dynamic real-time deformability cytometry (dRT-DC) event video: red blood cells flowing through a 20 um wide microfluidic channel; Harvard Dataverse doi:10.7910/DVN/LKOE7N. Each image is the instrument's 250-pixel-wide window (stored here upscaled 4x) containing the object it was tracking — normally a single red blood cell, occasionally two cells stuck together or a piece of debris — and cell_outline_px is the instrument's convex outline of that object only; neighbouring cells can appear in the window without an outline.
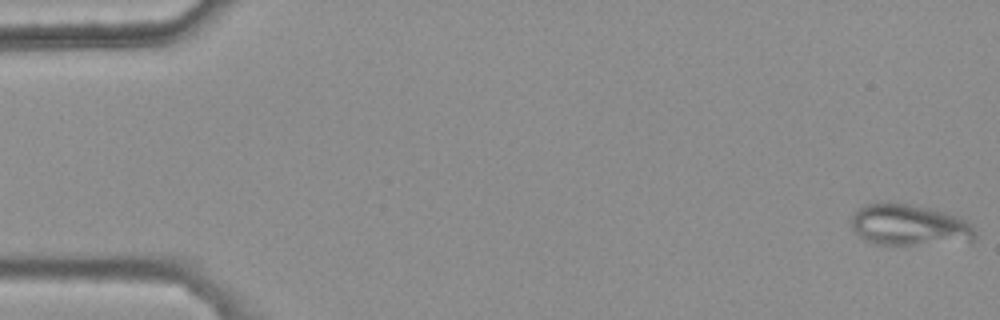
{"species": "common noctule bat (a hibernating species)", "species_latin": "Nyctalus noctula", "temperature_condition": "warm", "stored_images_in_passage": 8, "camera_frame_rate_fps": 3000, "um_per_image_px": 0.085, "animal": {"sex": "female", "body_mass_g": 25.1}, "frame": {"image": 1, "passage_image": 1, "time_ms": 0.0, "image_size_px": [1000, 320], "cell_outline_px": [[976, 236], [972, 240], [912, 244], [872, 244], [864, 240], [852, 228], [852, 216], [864, 204], [908, 204], [932, 208], [968, 220], [972, 224], [976, 232]], "centroid_in_image_um": [77.29, 19.13], "position_along_channel_um": 7.7, "area_um2": 29.13}}